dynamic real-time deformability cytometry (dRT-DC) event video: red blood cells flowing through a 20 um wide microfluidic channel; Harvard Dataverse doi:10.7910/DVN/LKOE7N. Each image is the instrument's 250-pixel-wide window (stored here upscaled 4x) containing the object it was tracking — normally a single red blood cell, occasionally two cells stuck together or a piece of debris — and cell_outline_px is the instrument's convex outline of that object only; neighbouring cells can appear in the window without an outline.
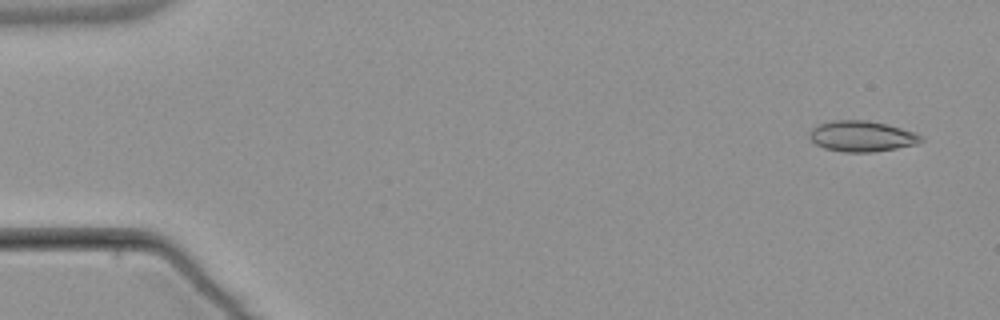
{"species": "common noctule bat (a hibernating species)", "species_latin": "Nyctalus noctula", "temperature_condition": "warm", "stored_images_in_passage": 4, "camera_frame_rate_fps": 3000, "um_per_image_px": 0.085, "animal": {"sex": "male", "body_mass_g": 21.5, "forearm_length_mm": 52.0}, "frame": {"image": 1, "passage_image": 1, "time_ms": 0.0, "image_size_px": [1000, 320], "cell_outline_px": [[924, 140], [916, 144], [896, 148], [872, 152], [844, 152], [824, 148], [816, 144], [808, 136], [808, 132], [812, 128], [820, 124], [836, 120], [864, 120], [884, 124], [916, 132], [924, 136]], "centroid_in_image_um": [73.26, 11.59], "position_along_channel_um": 11.7, "area_um2": 19.88}}
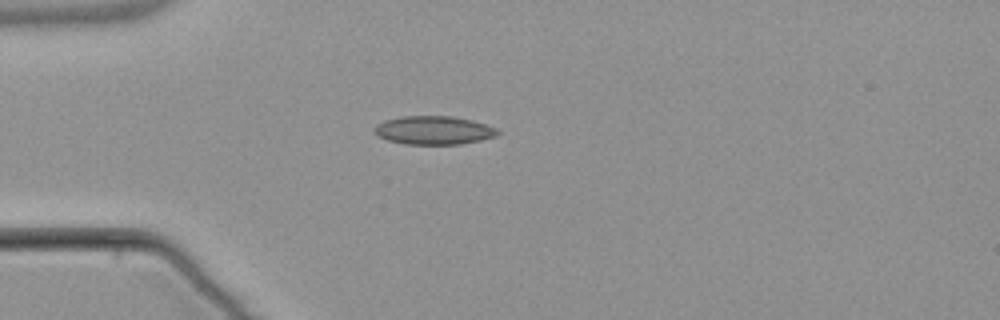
{"frame": {"image": 2, "passage_image": 4, "time_ms": 4.0, "image_size_px": [1000, 320], "cell_outline_px": [[500, 132], [496, 136], [480, 140], [460, 144], [404, 144], [388, 140], [376, 136], [376, 124], [384, 120], [404, 116], [452, 116], [472, 120], [496, 128]], "centroid_in_image_um": [36.86, 11.07], "position_along_channel_um": 48.1, "area_um2": 20.35}}